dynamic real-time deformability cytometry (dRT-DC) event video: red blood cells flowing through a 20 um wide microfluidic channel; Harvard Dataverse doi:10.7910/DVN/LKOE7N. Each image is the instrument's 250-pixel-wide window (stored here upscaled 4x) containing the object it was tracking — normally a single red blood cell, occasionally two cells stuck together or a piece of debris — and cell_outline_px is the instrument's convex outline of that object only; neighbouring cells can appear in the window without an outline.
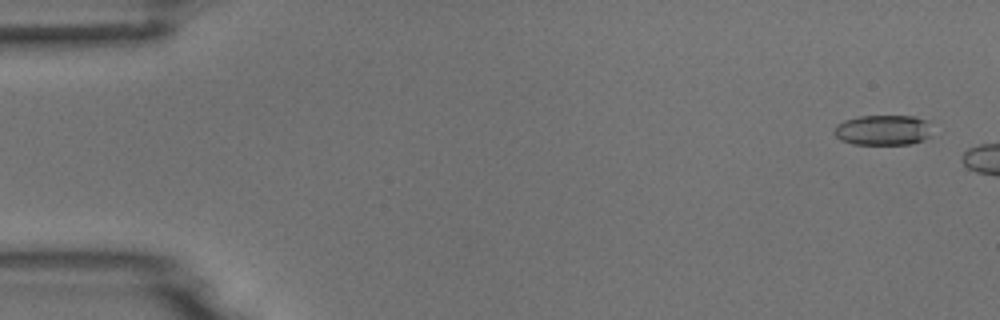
{"species": "common noctule bat (a hibernating species)", "species_latin": "Nyctalus noctula", "temperature_condition": "room temperature", "stored_images_in_passage": 3, "camera_frame_rate_fps": 3000, "um_per_image_px": 0.085, "animal": {"sex": "male", "body_mass_g": 18.8}, "frame": {"image": 1, "passage_image": 1, "time_ms": 0.0, "image_size_px": [1000, 320], "cell_outline_px": [[932, 136], [924, 140], [912, 144], [852, 144], [840, 140], [832, 132], [836, 124], [844, 120], [860, 116], [916, 116], [928, 120]], "centroid_in_image_um": [75.07, 11.06], "position_along_channel_um": 9.9, "area_um2": 17.63}}